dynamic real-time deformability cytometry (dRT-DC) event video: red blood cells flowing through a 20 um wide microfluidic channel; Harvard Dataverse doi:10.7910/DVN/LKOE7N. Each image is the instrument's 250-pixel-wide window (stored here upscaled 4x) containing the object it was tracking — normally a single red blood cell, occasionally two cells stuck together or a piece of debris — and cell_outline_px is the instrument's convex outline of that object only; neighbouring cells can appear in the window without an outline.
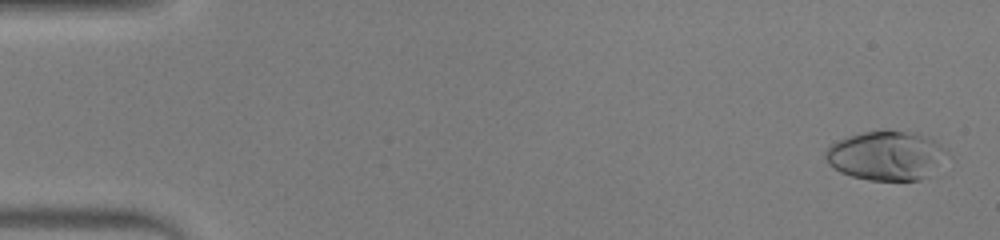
{"species": "human", "species_latin": "Homo sapiens", "temperature_condition": "warm", "stored_images_in_passage": 53, "camera_frame_rate_fps": 3000, "um_per_image_px": 0.085, "donor": {"sex": "male"}, "frame": {"image": 1, "passage_image": 2, "time_ms": 0.333, "image_size_px": [1000, 240], "cell_outline_px": [[952, 156], [928, 176], [920, 180], [868, 180], [852, 176], [840, 172], [828, 164], [824, 156], [824, 152], [832, 144], [848, 136], [864, 132], [884, 128], [888, 128], [916, 132], [932, 140], [944, 148]], "centroid_in_image_um": [75.37, 13.21], "position_along_channel_um": 9.6, "area_um2": 35.55}}
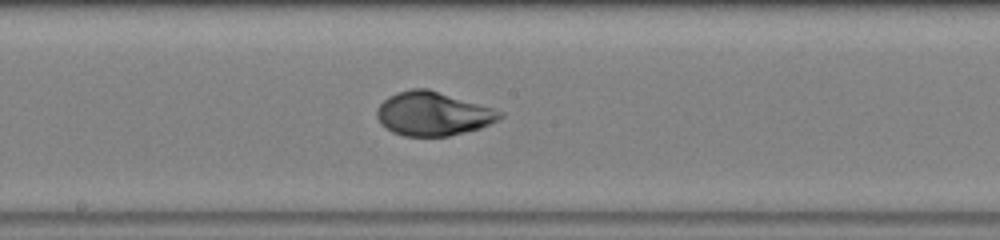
{"frame": {"image": 2, "passage_image": 29, "time_ms": 9.333, "image_size_px": [1000, 240], "cell_outline_px": [[504, 116], [480, 128], [448, 136], [404, 136], [392, 132], [376, 116], [376, 108], [388, 96], [412, 88], [428, 88], [492, 108], [504, 112]], "centroid_in_image_um": [36.8, 9.66], "position_along_channel_um": 211.4, "area_um2": 31.04}}
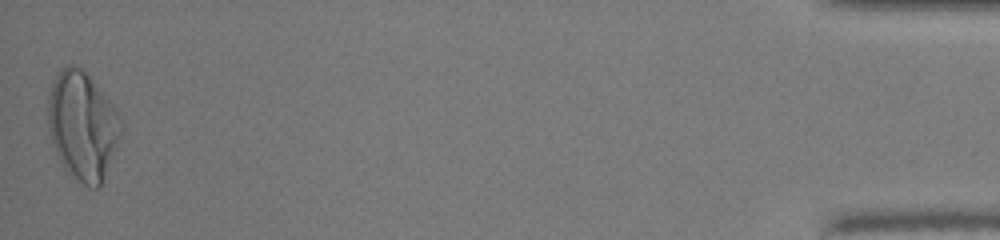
{"frame": {"image": 3, "passage_image": 53, "time_ms": 17.333, "image_size_px": [1000, 240], "cell_outline_px": [[124, 128], [100, 188], [88, 188], [68, 172], [64, 168], [56, 152], [48, 132], [48, 100], [52, 80], [56, 72], [60, 68], [68, 64], [72, 64], [80, 68], [88, 76], [112, 104], [124, 120]], "centroid_in_image_um": [7.02, 10.69], "position_along_channel_um": 428.2, "area_um2": 46.3}, "authors_computed_cell_mechanics": {"area_um2": 32.1368, "velocity_mm_per_s": 3.8935, "shape_relaxation_time_tau1_ms": 4.6633, "shape_relaxation_time_tau2_ms": null, "deformation_change_tau1": 0.2305, "deformation_change_tau2": null}}